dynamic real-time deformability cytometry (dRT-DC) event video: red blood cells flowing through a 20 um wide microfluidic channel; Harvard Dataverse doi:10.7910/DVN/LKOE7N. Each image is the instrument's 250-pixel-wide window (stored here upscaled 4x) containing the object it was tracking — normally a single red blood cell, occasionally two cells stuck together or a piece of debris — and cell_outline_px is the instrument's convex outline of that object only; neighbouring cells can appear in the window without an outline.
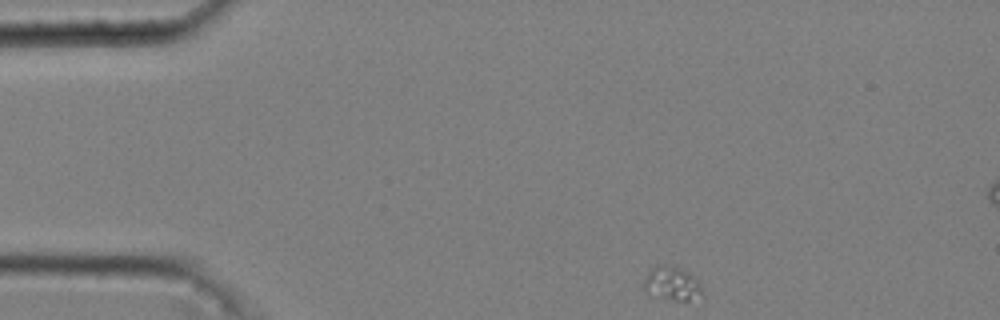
{"species": "common noctule bat (a hibernating species)", "species_latin": "Nyctalus noctula", "temperature_condition": "cold", "stored_images_in_passage": 40, "camera_frame_rate_fps": 3000, "um_per_image_px": 0.085, "animal": {"sex": "male", "body_mass_g": 20.4}, "frame": {"image": 1, "passage_image": 1, "time_ms": 0.0, "image_size_px": [1000, 320], "cell_outline_px": [[704, 300], [676, 300], [648, 296], [640, 288], [648, 272], [656, 264], [664, 264], [680, 268], [692, 272], [696, 276], [704, 296]], "centroid_in_image_um": [57.12, 24.12], "position_along_channel_um": 27.9, "area_um2": 12.31}}